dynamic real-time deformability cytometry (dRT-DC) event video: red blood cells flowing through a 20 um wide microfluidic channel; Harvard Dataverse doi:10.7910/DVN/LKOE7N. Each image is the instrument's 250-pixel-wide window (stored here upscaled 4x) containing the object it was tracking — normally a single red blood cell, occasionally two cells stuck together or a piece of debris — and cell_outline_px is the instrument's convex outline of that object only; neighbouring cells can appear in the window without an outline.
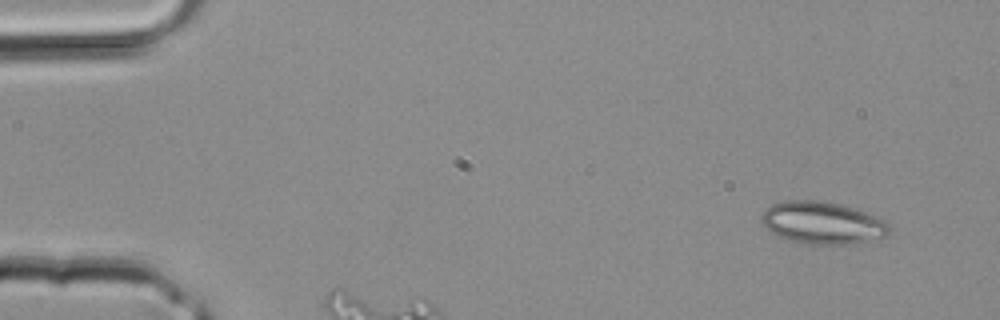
{"species": "common noctule bat (a hibernating species)", "species_latin": "Nyctalus noctula", "temperature_condition": "room temperature", "stored_images_in_passage": 3, "camera_frame_rate_fps": 3000, "um_per_image_px": 0.085, "animal": {"sex": "male", "body_mass_g": 20.4}, "frame": {"image": 1, "passage_image": 3, "time_ms": 0.667, "image_size_px": [1000, 320], "cell_outline_px": [[892, 232], [884, 236], [856, 244], [804, 244], [788, 240], [772, 232], [760, 220], [760, 216], [772, 204], [788, 200], [820, 200], [840, 204], [888, 220], [892, 224]], "centroid_in_image_um": [69.97, 18.95], "position_along_channel_um": 15.0, "area_um2": 31.67}}